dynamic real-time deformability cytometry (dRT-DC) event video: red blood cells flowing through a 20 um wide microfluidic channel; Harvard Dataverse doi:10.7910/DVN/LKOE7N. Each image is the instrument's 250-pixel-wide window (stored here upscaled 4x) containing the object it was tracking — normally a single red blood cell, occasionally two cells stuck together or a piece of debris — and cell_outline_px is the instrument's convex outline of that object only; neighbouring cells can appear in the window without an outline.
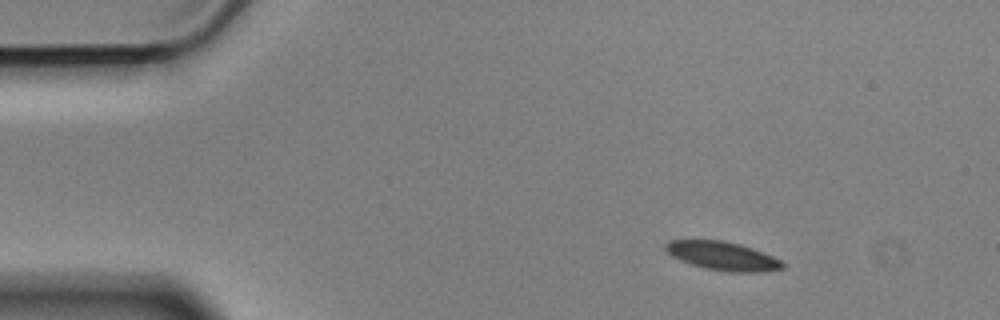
{"species": "Egyptian fruit bat (a non-hibernating species)", "species_latin": "Rousettus aegyptiacus", "temperature_condition": "cold", "stored_images_in_passage": 4, "camera_frame_rate_fps": 3000, "um_per_image_px": 0.085, "animal": {"sex": "male"}, "frame": {"image": 1, "passage_image": 2, "time_ms": 0.333, "image_size_px": [1000, 320], "cell_outline_px": [[784, 268], [764, 272], [728, 272], [704, 268], [680, 260], [672, 256], [664, 248], [664, 244], [668, 240], [724, 240], [740, 244], [752, 248], [772, 256], [780, 260], [784, 264]], "centroid_in_image_um": [61.41, 21.75], "position_along_channel_um": 23.6, "area_um2": 19.54}}